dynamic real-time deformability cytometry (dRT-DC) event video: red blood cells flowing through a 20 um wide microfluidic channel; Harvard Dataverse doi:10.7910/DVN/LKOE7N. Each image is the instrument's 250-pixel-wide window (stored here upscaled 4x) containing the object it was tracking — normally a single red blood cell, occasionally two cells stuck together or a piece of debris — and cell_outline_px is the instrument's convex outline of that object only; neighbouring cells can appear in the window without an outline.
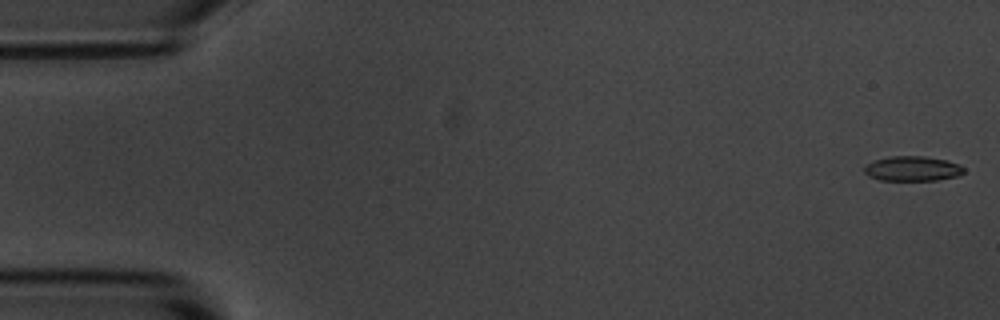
{"species": "common noctule bat (a hibernating species)", "species_latin": "Nyctalus noctula", "temperature_condition": "room temperature", "stored_images_in_passage": 5, "camera_frame_rate_fps": 3000, "um_per_image_px": 0.085, "animal": {"sex": "male", "body_mass_g": 20.1, "forearm_length_mm": 53.5}, "frame": {"image": 1, "passage_image": 1, "time_ms": 0.0, "image_size_px": [1000, 320], "cell_outline_px": [[964, 172], [960, 176], [936, 180], [880, 180], [868, 176], [864, 172], [864, 168], [872, 160], [888, 156], [924, 156], [948, 160], [960, 164], [964, 168]], "centroid_in_image_um": [77.57, 14.32], "position_along_channel_um": 7.4, "area_um2": 14.62}}
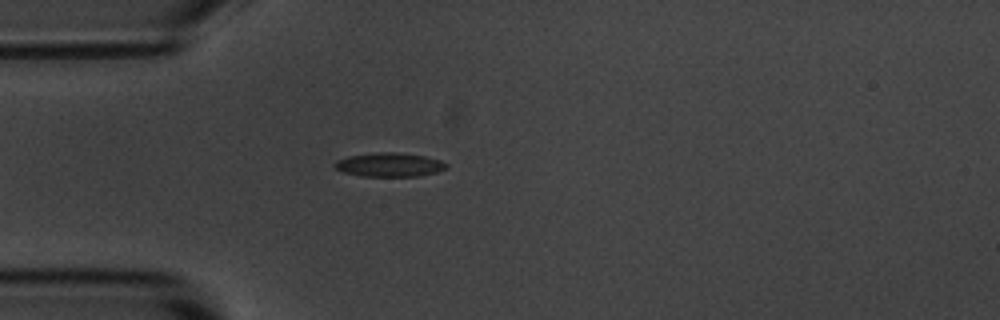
{"frame": {"image": 2, "passage_image": 5, "time_ms": 4.667, "image_size_px": [1000, 320], "cell_outline_px": [[448, 168], [436, 172], [416, 176], [360, 176], [344, 172], [336, 168], [332, 164], [336, 160], [348, 156], [376, 152], [396, 152], [424, 156], [440, 160], [448, 164]], "centroid_in_image_um": [33.08, 14.0], "position_along_channel_um": 51.9, "area_um2": 15.55}}